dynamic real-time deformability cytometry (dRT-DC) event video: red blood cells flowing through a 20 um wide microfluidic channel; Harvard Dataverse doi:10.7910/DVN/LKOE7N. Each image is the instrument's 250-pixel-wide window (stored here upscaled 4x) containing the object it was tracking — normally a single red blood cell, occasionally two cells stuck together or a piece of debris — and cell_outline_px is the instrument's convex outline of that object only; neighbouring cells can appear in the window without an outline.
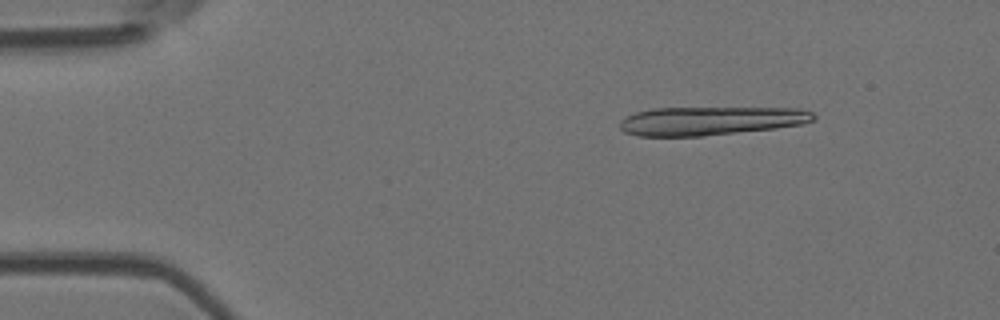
{"species": "Egyptian fruit bat (a non-hibernating species)", "species_latin": "Rousettus aegyptiacus", "temperature_condition": "room temperature", "stored_images_in_passage": 4, "camera_frame_rate_fps": 3000, "um_per_image_px": 0.085, "animal": {"sex": "female"}, "frame": {"image": 1, "passage_image": 2, "time_ms": 2.0, "image_size_px": [1000, 320], "cell_outline_px": [[816, 120], [804, 124], [776, 128], [700, 136], [636, 136], [624, 132], [620, 128], [620, 120], [624, 116], [636, 112], [652, 108], [800, 108], [812, 112], [816, 116]], "centroid_in_image_um": [60.4, 10.26], "position_along_channel_um": 24.6, "area_um2": 32.48}}